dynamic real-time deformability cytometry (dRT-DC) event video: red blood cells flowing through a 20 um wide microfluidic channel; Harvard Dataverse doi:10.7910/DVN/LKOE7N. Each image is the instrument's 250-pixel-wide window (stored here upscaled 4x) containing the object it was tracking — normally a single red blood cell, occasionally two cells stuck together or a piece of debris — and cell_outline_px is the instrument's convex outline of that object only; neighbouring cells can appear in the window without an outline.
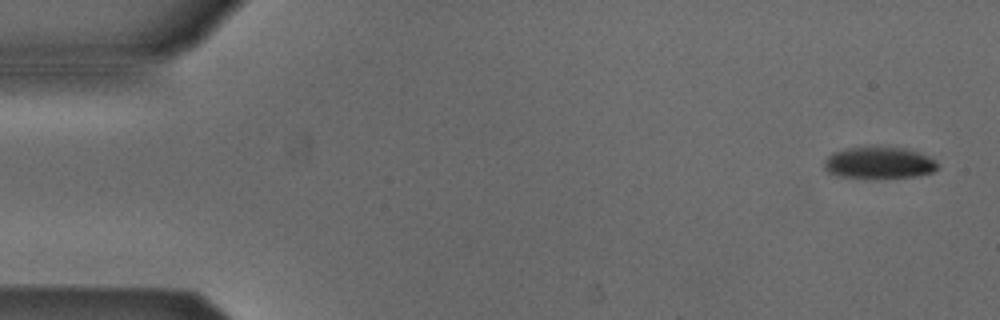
{"species": "Egyptian fruit bat (a non-hibernating species)", "species_latin": "Rousettus aegyptiacus", "temperature_condition": "cold", "stored_images_in_passage": 16, "camera_frame_rate_fps": 3000, "um_per_image_px": 0.085, "animal": {"sex": "male"}, "frame": {"image": 1, "passage_image": 2, "time_ms": 0.333, "image_size_px": [1000, 320], "cell_outline_px": [[940, 168], [932, 172], [920, 176], [876, 180], [864, 180], [840, 176], [828, 172], [824, 168], [824, 160], [832, 152], [848, 148], [908, 148], [932, 156], [940, 164]], "centroid_in_image_um": [74.79, 13.89], "position_along_channel_um": 10.2, "area_um2": 21.85}}
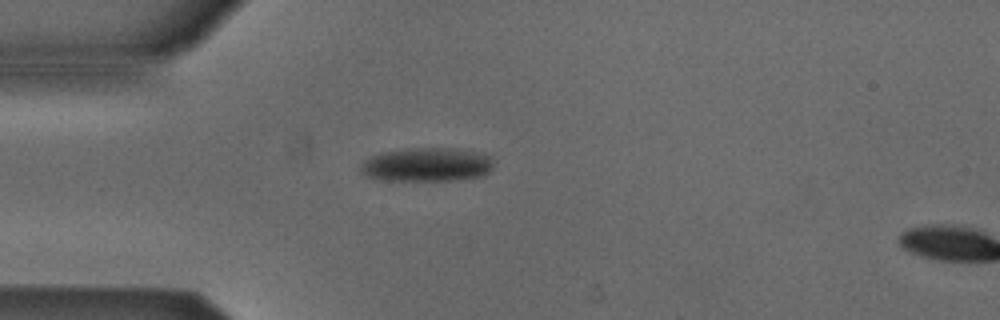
{"frame": {"image": 2, "passage_image": 14, "time_ms": 4.333, "image_size_px": [1000, 320], "cell_outline_px": [[492, 168], [484, 176], [460, 180], [388, 180], [368, 176], [360, 168], [364, 160], [380, 152], [404, 148], [452, 148], [476, 152], [488, 156], [492, 160]], "centroid_in_image_um": [36.3, 13.99], "position_along_channel_um": 48.7, "area_um2": 26.07}}